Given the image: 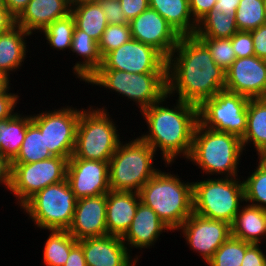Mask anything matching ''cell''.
<instances>
[{"label": "cell", "mask_w": 266, "mask_h": 266, "mask_svg": "<svg viewBox=\"0 0 266 266\" xmlns=\"http://www.w3.org/2000/svg\"><path fill=\"white\" fill-rule=\"evenodd\" d=\"M225 72L196 36H181L167 58V95L199 107L224 90Z\"/></svg>", "instance_id": "6da1fadb"}, {"label": "cell", "mask_w": 266, "mask_h": 266, "mask_svg": "<svg viewBox=\"0 0 266 266\" xmlns=\"http://www.w3.org/2000/svg\"><path fill=\"white\" fill-rule=\"evenodd\" d=\"M175 99L166 94L159 102L141 111L147 130L146 133L141 132L139 137L148 143L157 155L161 154L160 161H163L164 168L172 167L179 158L185 161L188 159L193 133L199 122L198 106ZM170 101L173 103L170 104Z\"/></svg>", "instance_id": "7a4b0ae2"}, {"label": "cell", "mask_w": 266, "mask_h": 266, "mask_svg": "<svg viewBox=\"0 0 266 266\" xmlns=\"http://www.w3.org/2000/svg\"><path fill=\"white\" fill-rule=\"evenodd\" d=\"M243 153L239 136L205 128L198 122L186 162L196 165L202 177H242L239 168Z\"/></svg>", "instance_id": "3957f363"}, {"label": "cell", "mask_w": 266, "mask_h": 266, "mask_svg": "<svg viewBox=\"0 0 266 266\" xmlns=\"http://www.w3.org/2000/svg\"><path fill=\"white\" fill-rule=\"evenodd\" d=\"M161 169L141 188L140 200L176 233L193 213V183L178 174Z\"/></svg>", "instance_id": "277c9868"}, {"label": "cell", "mask_w": 266, "mask_h": 266, "mask_svg": "<svg viewBox=\"0 0 266 266\" xmlns=\"http://www.w3.org/2000/svg\"><path fill=\"white\" fill-rule=\"evenodd\" d=\"M98 106L89 104L86 109L81 110L75 148L71 157L109 161L124 139V135L120 134L122 130L115 118H112L114 114H110L107 110V105Z\"/></svg>", "instance_id": "5b68a950"}, {"label": "cell", "mask_w": 266, "mask_h": 266, "mask_svg": "<svg viewBox=\"0 0 266 266\" xmlns=\"http://www.w3.org/2000/svg\"><path fill=\"white\" fill-rule=\"evenodd\" d=\"M137 136L132 137V140H122L109 160L111 191L139 193L144 184L160 170L154 165L158 157L155 150Z\"/></svg>", "instance_id": "8992f818"}, {"label": "cell", "mask_w": 266, "mask_h": 266, "mask_svg": "<svg viewBox=\"0 0 266 266\" xmlns=\"http://www.w3.org/2000/svg\"><path fill=\"white\" fill-rule=\"evenodd\" d=\"M83 84L92 86V89L100 87L108 94L111 92L131 101L132 106L136 104L138 112H141L167 94V73H129L115 69H98Z\"/></svg>", "instance_id": "52a82bcc"}, {"label": "cell", "mask_w": 266, "mask_h": 266, "mask_svg": "<svg viewBox=\"0 0 266 266\" xmlns=\"http://www.w3.org/2000/svg\"><path fill=\"white\" fill-rule=\"evenodd\" d=\"M202 178L192 180L193 213L231 225L245 203L242 177Z\"/></svg>", "instance_id": "ba28073f"}, {"label": "cell", "mask_w": 266, "mask_h": 266, "mask_svg": "<svg viewBox=\"0 0 266 266\" xmlns=\"http://www.w3.org/2000/svg\"><path fill=\"white\" fill-rule=\"evenodd\" d=\"M77 199L65 179L35 193L20 210L41 230H68L72 224Z\"/></svg>", "instance_id": "9c48e42d"}, {"label": "cell", "mask_w": 266, "mask_h": 266, "mask_svg": "<svg viewBox=\"0 0 266 266\" xmlns=\"http://www.w3.org/2000/svg\"><path fill=\"white\" fill-rule=\"evenodd\" d=\"M67 104L59 108L45 109L31 113L32 122L44 133L45 146L53 156L67 160L73 155L77 126L83 107ZM49 109V110H48ZM34 113V114H33Z\"/></svg>", "instance_id": "30bf717a"}, {"label": "cell", "mask_w": 266, "mask_h": 266, "mask_svg": "<svg viewBox=\"0 0 266 266\" xmlns=\"http://www.w3.org/2000/svg\"><path fill=\"white\" fill-rule=\"evenodd\" d=\"M68 160L53 156L34 163H11L10 194L19 208L35 193L66 179Z\"/></svg>", "instance_id": "8fae6325"}, {"label": "cell", "mask_w": 266, "mask_h": 266, "mask_svg": "<svg viewBox=\"0 0 266 266\" xmlns=\"http://www.w3.org/2000/svg\"><path fill=\"white\" fill-rule=\"evenodd\" d=\"M249 100L243 95L224 89L198 107L199 123L205 128L242 138L247 129Z\"/></svg>", "instance_id": "7c38bea8"}, {"label": "cell", "mask_w": 266, "mask_h": 266, "mask_svg": "<svg viewBox=\"0 0 266 266\" xmlns=\"http://www.w3.org/2000/svg\"><path fill=\"white\" fill-rule=\"evenodd\" d=\"M99 69L129 73H167V59L154 47L131 38L107 53Z\"/></svg>", "instance_id": "4fadbf2b"}, {"label": "cell", "mask_w": 266, "mask_h": 266, "mask_svg": "<svg viewBox=\"0 0 266 266\" xmlns=\"http://www.w3.org/2000/svg\"><path fill=\"white\" fill-rule=\"evenodd\" d=\"M176 231L184 237L187 247L207 263L231 236V225L192 213Z\"/></svg>", "instance_id": "5bb4252c"}, {"label": "cell", "mask_w": 266, "mask_h": 266, "mask_svg": "<svg viewBox=\"0 0 266 266\" xmlns=\"http://www.w3.org/2000/svg\"><path fill=\"white\" fill-rule=\"evenodd\" d=\"M66 179L76 199L107 194L110 191L109 161L70 157Z\"/></svg>", "instance_id": "9a60e30c"}, {"label": "cell", "mask_w": 266, "mask_h": 266, "mask_svg": "<svg viewBox=\"0 0 266 266\" xmlns=\"http://www.w3.org/2000/svg\"><path fill=\"white\" fill-rule=\"evenodd\" d=\"M131 37L158 50L166 59L175 49L180 35L151 8L129 21Z\"/></svg>", "instance_id": "2e32d148"}, {"label": "cell", "mask_w": 266, "mask_h": 266, "mask_svg": "<svg viewBox=\"0 0 266 266\" xmlns=\"http://www.w3.org/2000/svg\"><path fill=\"white\" fill-rule=\"evenodd\" d=\"M224 89L249 99L266 98V61L257 56L236 59L226 70Z\"/></svg>", "instance_id": "e0dca14e"}, {"label": "cell", "mask_w": 266, "mask_h": 266, "mask_svg": "<svg viewBox=\"0 0 266 266\" xmlns=\"http://www.w3.org/2000/svg\"><path fill=\"white\" fill-rule=\"evenodd\" d=\"M169 232L172 233L168 226L158 217L156 212L140 201L133 221L122 237V241L127 246L131 255H133V248L134 250L138 249L141 251H138L134 256L139 262L143 252L146 251L145 249L154 248L155 244L161 240L160 236H165L163 233L168 234Z\"/></svg>", "instance_id": "ac0fdd59"}, {"label": "cell", "mask_w": 266, "mask_h": 266, "mask_svg": "<svg viewBox=\"0 0 266 266\" xmlns=\"http://www.w3.org/2000/svg\"><path fill=\"white\" fill-rule=\"evenodd\" d=\"M68 232L77 240L108 235L106 194L77 199Z\"/></svg>", "instance_id": "d6986e66"}, {"label": "cell", "mask_w": 266, "mask_h": 266, "mask_svg": "<svg viewBox=\"0 0 266 266\" xmlns=\"http://www.w3.org/2000/svg\"><path fill=\"white\" fill-rule=\"evenodd\" d=\"M87 266H137L121 237L105 235L78 241Z\"/></svg>", "instance_id": "ffe728a7"}, {"label": "cell", "mask_w": 266, "mask_h": 266, "mask_svg": "<svg viewBox=\"0 0 266 266\" xmlns=\"http://www.w3.org/2000/svg\"><path fill=\"white\" fill-rule=\"evenodd\" d=\"M71 0H30L25 10L16 19V24L38 38L48 25L71 13ZM38 37L36 38V36Z\"/></svg>", "instance_id": "44dd1931"}, {"label": "cell", "mask_w": 266, "mask_h": 266, "mask_svg": "<svg viewBox=\"0 0 266 266\" xmlns=\"http://www.w3.org/2000/svg\"><path fill=\"white\" fill-rule=\"evenodd\" d=\"M137 192L109 191L106 194L107 233L123 237L129 229L140 202Z\"/></svg>", "instance_id": "7402d4cb"}, {"label": "cell", "mask_w": 266, "mask_h": 266, "mask_svg": "<svg viewBox=\"0 0 266 266\" xmlns=\"http://www.w3.org/2000/svg\"><path fill=\"white\" fill-rule=\"evenodd\" d=\"M30 36L32 35L17 24L8 31L0 33V72L9 78L11 75L13 78L14 74L22 69L21 67H25L23 65L28 61L26 60L28 52L31 53L29 46L33 44V39L27 41V38L30 40Z\"/></svg>", "instance_id": "603a6c76"}, {"label": "cell", "mask_w": 266, "mask_h": 266, "mask_svg": "<svg viewBox=\"0 0 266 266\" xmlns=\"http://www.w3.org/2000/svg\"><path fill=\"white\" fill-rule=\"evenodd\" d=\"M71 52V55H75L79 61L77 60L72 64L73 67L70 72L74 74L73 77L75 76L76 80L78 79L83 84L102 65L103 57L99 51V44L86 32L75 27L68 55Z\"/></svg>", "instance_id": "cb8c5ba5"}, {"label": "cell", "mask_w": 266, "mask_h": 266, "mask_svg": "<svg viewBox=\"0 0 266 266\" xmlns=\"http://www.w3.org/2000/svg\"><path fill=\"white\" fill-rule=\"evenodd\" d=\"M231 236L252 244L265 243L266 246L264 209L244 203L231 224Z\"/></svg>", "instance_id": "d4e9b609"}, {"label": "cell", "mask_w": 266, "mask_h": 266, "mask_svg": "<svg viewBox=\"0 0 266 266\" xmlns=\"http://www.w3.org/2000/svg\"><path fill=\"white\" fill-rule=\"evenodd\" d=\"M149 8L156 10L180 36L194 35V21L189 0H149Z\"/></svg>", "instance_id": "484cf974"}, {"label": "cell", "mask_w": 266, "mask_h": 266, "mask_svg": "<svg viewBox=\"0 0 266 266\" xmlns=\"http://www.w3.org/2000/svg\"><path fill=\"white\" fill-rule=\"evenodd\" d=\"M241 141L245 153L249 146L254 152L266 147V98L248 101L247 129Z\"/></svg>", "instance_id": "4316f807"}, {"label": "cell", "mask_w": 266, "mask_h": 266, "mask_svg": "<svg viewBox=\"0 0 266 266\" xmlns=\"http://www.w3.org/2000/svg\"><path fill=\"white\" fill-rule=\"evenodd\" d=\"M31 122V112L26 115L20 110L12 118L1 120L0 154L10 161L17 156Z\"/></svg>", "instance_id": "83f0119b"}, {"label": "cell", "mask_w": 266, "mask_h": 266, "mask_svg": "<svg viewBox=\"0 0 266 266\" xmlns=\"http://www.w3.org/2000/svg\"><path fill=\"white\" fill-rule=\"evenodd\" d=\"M71 14L79 30L86 32L95 41L101 40L108 22L98 2H71Z\"/></svg>", "instance_id": "f1b7e54d"}, {"label": "cell", "mask_w": 266, "mask_h": 266, "mask_svg": "<svg viewBox=\"0 0 266 266\" xmlns=\"http://www.w3.org/2000/svg\"><path fill=\"white\" fill-rule=\"evenodd\" d=\"M49 233L43 246L42 263L44 266H64L71 249L78 241L68 230H47Z\"/></svg>", "instance_id": "f546056e"}, {"label": "cell", "mask_w": 266, "mask_h": 266, "mask_svg": "<svg viewBox=\"0 0 266 266\" xmlns=\"http://www.w3.org/2000/svg\"><path fill=\"white\" fill-rule=\"evenodd\" d=\"M237 31L235 16L212 9L197 22L194 36L231 38Z\"/></svg>", "instance_id": "4dcf8cb0"}, {"label": "cell", "mask_w": 266, "mask_h": 266, "mask_svg": "<svg viewBox=\"0 0 266 266\" xmlns=\"http://www.w3.org/2000/svg\"><path fill=\"white\" fill-rule=\"evenodd\" d=\"M53 157L45 146L44 133L31 122L27 126L26 136L20 151L11 163H34Z\"/></svg>", "instance_id": "1f68e13d"}, {"label": "cell", "mask_w": 266, "mask_h": 266, "mask_svg": "<svg viewBox=\"0 0 266 266\" xmlns=\"http://www.w3.org/2000/svg\"><path fill=\"white\" fill-rule=\"evenodd\" d=\"M75 20L73 15L70 13L67 16L55 20L53 23L48 25L39 35L42 36L40 40H46L49 49L69 52L72 43V37L75 30ZM42 34V35H41Z\"/></svg>", "instance_id": "d6a6232c"}, {"label": "cell", "mask_w": 266, "mask_h": 266, "mask_svg": "<svg viewBox=\"0 0 266 266\" xmlns=\"http://www.w3.org/2000/svg\"><path fill=\"white\" fill-rule=\"evenodd\" d=\"M235 19L239 31H251L265 25V1L241 0L236 9Z\"/></svg>", "instance_id": "836d02e7"}, {"label": "cell", "mask_w": 266, "mask_h": 266, "mask_svg": "<svg viewBox=\"0 0 266 266\" xmlns=\"http://www.w3.org/2000/svg\"><path fill=\"white\" fill-rule=\"evenodd\" d=\"M251 243L230 236L206 263L207 266H241L247 247Z\"/></svg>", "instance_id": "e575fe53"}, {"label": "cell", "mask_w": 266, "mask_h": 266, "mask_svg": "<svg viewBox=\"0 0 266 266\" xmlns=\"http://www.w3.org/2000/svg\"><path fill=\"white\" fill-rule=\"evenodd\" d=\"M252 172L243 176L245 203L266 209V171L254 163Z\"/></svg>", "instance_id": "d590c367"}, {"label": "cell", "mask_w": 266, "mask_h": 266, "mask_svg": "<svg viewBox=\"0 0 266 266\" xmlns=\"http://www.w3.org/2000/svg\"><path fill=\"white\" fill-rule=\"evenodd\" d=\"M197 38L208 48L214 62L224 71L237 59L231 38Z\"/></svg>", "instance_id": "8d00e7d4"}, {"label": "cell", "mask_w": 266, "mask_h": 266, "mask_svg": "<svg viewBox=\"0 0 266 266\" xmlns=\"http://www.w3.org/2000/svg\"><path fill=\"white\" fill-rule=\"evenodd\" d=\"M129 24H108L98 42L99 51L104 57L110 51L120 47L131 39Z\"/></svg>", "instance_id": "74e56055"}, {"label": "cell", "mask_w": 266, "mask_h": 266, "mask_svg": "<svg viewBox=\"0 0 266 266\" xmlns=\"http://www.w3.org/2000/svg\"><path fill=\"white\" fill-rule=\"evenodd\" d=\"M231 43L237 59L255 55L250 31H237L231 37Z\"/></svg>", "instance_id": "f35d334b"}, {"label": "cell", "mask_w": 266, "mask_h": 266, "mask_svg": "<svg viewBox=\"0 0 266 266\" xmlns=\"http://www.w3.org/2000/svg\"><path fill=\"white\" fill-rule=\"evenodd\" d=\"M108 24H129L126 19L120 0H98Z\"/></svg>", "instance_id": "ab89813d"}, {"label": "cell", "mask_w": 266, "mask_h": 266, "mask_svg": "<svg viewBox=\"0 0 266 266\" xmlns=\"http://www.w3.org/2000/svg\"><path fill=\"white\" fill-rule=\"evenodd\" d=\"M12 89L14 88L11 87L6 93L0 95V120L12 118L19 110L21 95L18 93L19 90L15 93Z\"/></svg>", "instance_id": "60d3db41"}, {"label": "cell", "mask_w": 266, "mask_h": 266, "mask_svg": "<svg viewBox=\"0 0 266 266\" xmlns=\"http://www.w3.org/2000/svg\"><path fill=\"white\" fill-rule=\"evenodd\" d=\"M262 245L251 243L246 249L241 266H266V251L262 249Z\"/></svg>", "instance_id": "b9f144b4"}, {"label": "cell", "mask_w": 266, "mask_h": 266, "mask_svg": "<svg viewBox=\"0 0 266 266\" xmlns=\"http://www.w3.org/2000/svg\"><path fill=\"white\" fill-rule=\"evenodd\" d=\"M120 3L128 21L149 8V0H120Z\"/></svg>", "instance_id": "7bdbcfd3"}, {"label": "cell", "mask_w": 266, "mask_h": 266, "mask_svg": "<svg viewBox=\"0 0 266 266\" xmlns=\"http://www.w3.org/2000/svg\"><path fill=\"white\" fill-rule=\"evenodd\" d=\"M255 56L266 60V24L251 30Z\"/></svg>", "instance_id": "ee69618b"}, {"label": "cell", "mask_w": 266, "mask_h": 266, "mask_svg": "<svg viewBox=\"0 0 266 266\" xmlns=\"http://www.w3.org/2000/svg\"><path fill=\"white\" fill-rule=\"evenodd\" d=\"M217 0H189L190 11L194 21L197 23L210 10L213 9Z\"/></svg>", "instance_id": "f6af8a7d"}, {"label": "cell", "mask_w": 266, "mask_h": 266, "mask_svg": "<svg viewBox=\"0 0 266 266\" xmlns=\"http://www.w3.org/2000/svg\"><path fill=\"white\" fill-rule=\"evenodd\" d=\"M11 172V161L7 157L0 154V187L3 186L4 190L7 188L6 191H10Z\"/></svg>", "instance_id": "bcb514c9"}, {"label": "cell", "mask_w": 266, "mask_h": 266, "mask_svg": "<svg viewBox=\"0 0 266 266\" xmlns=\"http://www.w3.org/2000/svg\"><path fill=\"white\" fill-rule=\"evenodd\" d=\"M64 266H87L83 249L78 243L71 249Z\"/></svg>", "instance_id": "7dc6e473"}, {"label": "cell", "mask_w": 266, "mask_h": 266, "mask_svg": "<svg viewBox=\"0 0 266 266\" xmlns=\"http://www.w3.org/2000/svg\"><path fill=\"white\" fill-rule=\"evenodd\" d=\"M9 13L17 19L25 10L30 0H1Z\"/></svg>", "instance_id": "c3c4849f"}, {"label": "cell", "mask_w": 266, "mask_h": 266, "mask_svg": "<svg viewBox=\"0 0 266 266\" xmlns=\"http://www.w3.org/2000/svg\"><path fill=\"white\" fill-rule=\"evenodd\" d=\"M16 24V19L9 13L7 7L0 0V33L8 31Z\"/></svg>", "instance_id": "681fc988"}, {"label": "cell", "mask_w": 266, "mask_h": 266, "mask_svg": "<svg viewBox=\"0 0 266 266\" xmlns=\"http://www.w3.org/2000/svg\"><path fill=\"white\" fill-rule=\"evenodd\" d=\"M241 0H217L213 9L221 11L224 14L236 15V9Z\"/></svg>", "instance_id": "f907efd6"}, {"label": "cell", "mask_w": 266, "mask_h": 266, "mask_svg": "<svg viewBox=\"0 0 266 266\" xmlns=\"http://www.w3.org/2000/svg\"><path fill=\"white\" fill-rule=\"evenodd\" d=\"M12 78H9L6 74L0 72V95L6 93L12 85Z\"/></svg>", "instance_id": "816d5d0a"}, {"label": "cell", "mask_w": 266, "mask_h": 266, "mask_svg": "<svg viewBox=\"0 0 266 266\" xmlns=\"http://www.w3.org/2000/svg\"><path fill=\"white\" fill-rule=\"evenodd\" d=\"M256 164L266 171V147L256 152Z\"/></svg>", "instance_id": "f5cc1de1"}, {"label": "cell", "mask_w": 266, "mask_h": 266, "mask_svg": "<svg viewBox=\"0 0 266 266\" xmlns=\"http://www.w3.org/2000/svg\"><path fill=\"white\" fill-rule=\"evenodd\" d=\"M98 0H71V2H97Z\"/></svg>", "instance_id": "db71d44e"}]
</instances>
